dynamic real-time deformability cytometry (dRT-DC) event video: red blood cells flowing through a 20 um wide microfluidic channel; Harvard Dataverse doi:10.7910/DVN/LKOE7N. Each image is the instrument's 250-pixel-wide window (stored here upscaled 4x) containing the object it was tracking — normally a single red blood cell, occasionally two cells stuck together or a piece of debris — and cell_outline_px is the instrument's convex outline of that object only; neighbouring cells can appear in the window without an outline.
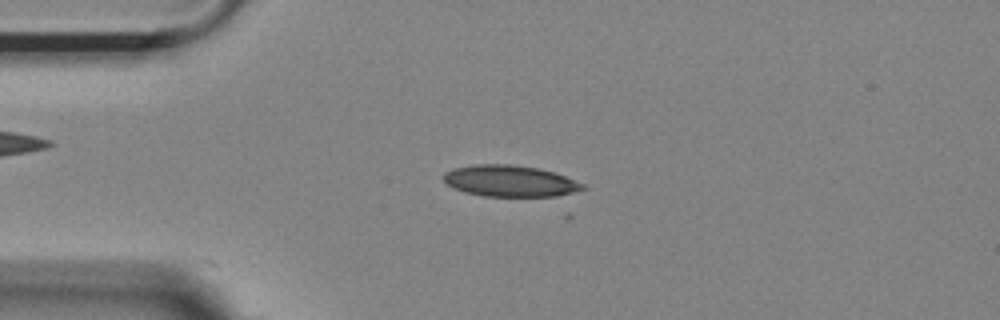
{"species": "Egyptian fruit bat (a non-hibernating species)", "species_latin": "Rousettus aegyptiacus", "temperature_condition": "room temperature", "stored_images_in_passage": 18, "camera_frame_rate_fps": 3000, "um_per_image_px": 0.085, "animal": {"sex": "female"}, "frame": {"image": 1, "passage_image": 12, "time_ms": 3.667, "image_size_px": [1000, 320], "cell_outline_px": [[588, 188], [556, 196], [484, 196], [464, 192], [452, 188], [444, 180], [444, 172], [452, 168], [476, 164], [512, 164], [540, 168], [564, 176], [584, 184]], "centroid_in_image_um": [43.32, 15.38], "position_along_channel_um": 41.7, "area_um2": 25.43}}
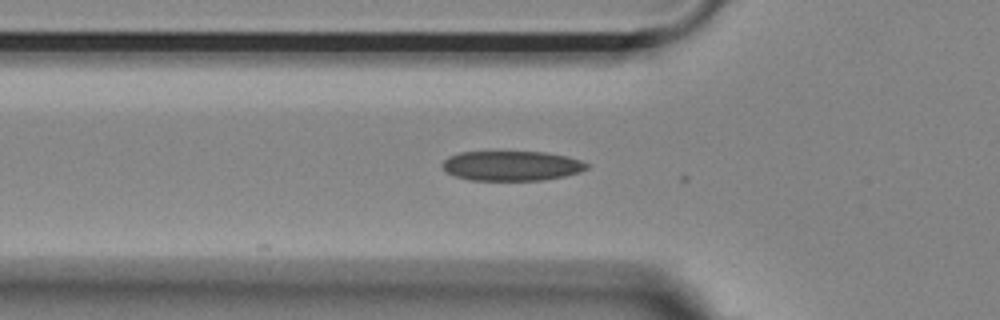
{"frame": {"image": 2, "passage_image": 17, "time_ms": 5.333, "image_size_px": [1000, 320], "cell_outline_px": [[588, 168], [580, 172], [564, 176], [544, 180], [468, 180], [444, 172], [444, 160], [448, 156], [460, 152], [544, 152], [568, 156], [580, 160], [588, 164]], "centroid_in_image_um": [43.49, 14.09], "position_along_channel_um": 82.3, "area_um2": 25.09}}